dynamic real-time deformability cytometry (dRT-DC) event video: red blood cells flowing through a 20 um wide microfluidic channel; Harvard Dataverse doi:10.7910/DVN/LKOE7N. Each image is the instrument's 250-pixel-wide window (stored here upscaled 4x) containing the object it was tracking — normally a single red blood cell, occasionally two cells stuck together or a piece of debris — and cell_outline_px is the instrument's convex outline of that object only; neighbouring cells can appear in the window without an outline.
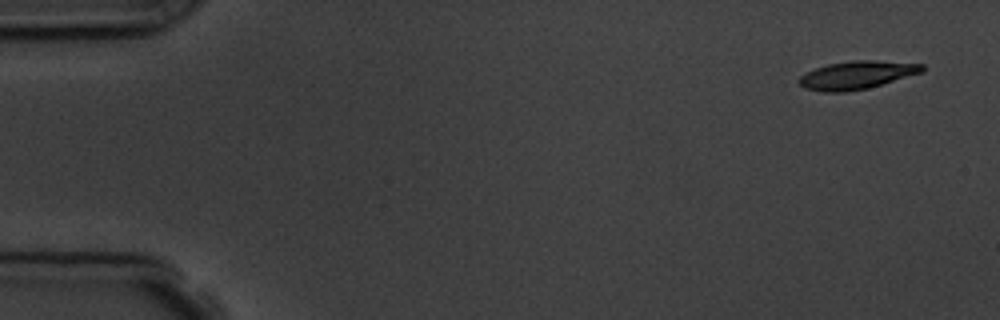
{"species": "common noctule bat (a hibernating species)", "species_latin": "Nyctalus noctula", "temperature_condition": "room temperature", "stored_images_in_passage": 4, "camera_frame_rate_fps": 3000, "um_per_image_px": 0.085, "animal": {"sex": "male", "body_mass_g": 19.5, "forearm_length_mm": 54.6}, "frame": {"image": 1, "passage_image": 1, "time_ms": 0.0, "image_size_px": [1000, 320], "cell_outline_px": [[924, 72], [868, 88], [848, 92], [824, 92], [804, 88], [796, 80], [804, 72], [828, 64], [852, 60], [876, 60], [924, 64]], "centroid_in_image_um": [72.81, 6.38], "position_along_channel_um": 12.2, "area_um2": 20.35}}
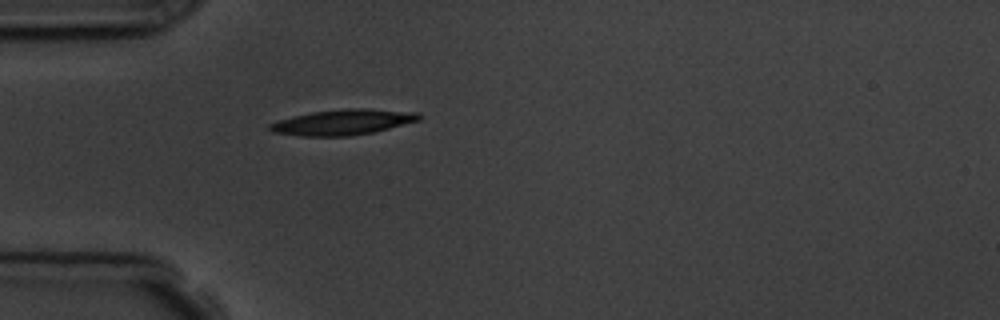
{"frame": {"image": 2, "passage_image": 4, "time_ms": 4.333, "image_size_px": [1000, 320], "cell_outline_px": [[420, 120], [372, 132], [348, 136], [300, 136], [272, 132], [268, 128], [268, 124], [280, 120], [312, 112], [344, 108], [368, 108], [420, 112]], "centroid_in_image_um": [29.16, 10.37], "position_along_channel_um": 55.8, "area_um2": 22.08}}